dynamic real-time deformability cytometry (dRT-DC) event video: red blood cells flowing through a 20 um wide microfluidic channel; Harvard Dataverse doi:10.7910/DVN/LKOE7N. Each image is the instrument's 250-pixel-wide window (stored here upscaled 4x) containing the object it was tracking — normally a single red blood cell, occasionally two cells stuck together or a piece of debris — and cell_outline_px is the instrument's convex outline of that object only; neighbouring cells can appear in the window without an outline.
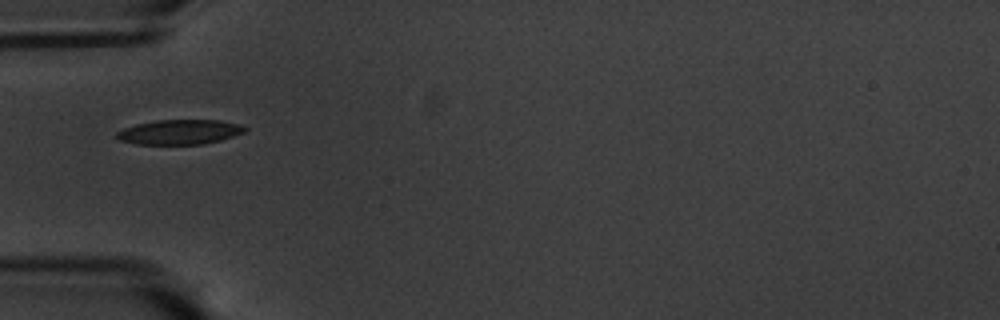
{"species": "common noctule bat (a hibernating species)", "species_latin": "Nyctalus noctula", "temperature_condition": "warm", "stored_images_in_passage": 40, "camera_frame_rate_fps": 3000, "um_per_image_px": 0.085, "animal": {"sex": "male", "body_mass_g": 20.1, "forearm_length_mm": 53.5}, "frame": {"image": 1, "passage_image": 1, "time_ms": 0.0, "image_size_px": [1000, 320], "cell_outline_px": [[248, 128], [244, 132], [220, 140], [204, 144], [136, 144], [120, 140], [116, 136], [116, 132], [124, 128], [136, 124], [156, 120], [220, 120], [240, 124]], "centroid_in_image_um": [15.27, 11.21], "position_along_channel_um": 69.7, "area_um2": 18.44}}
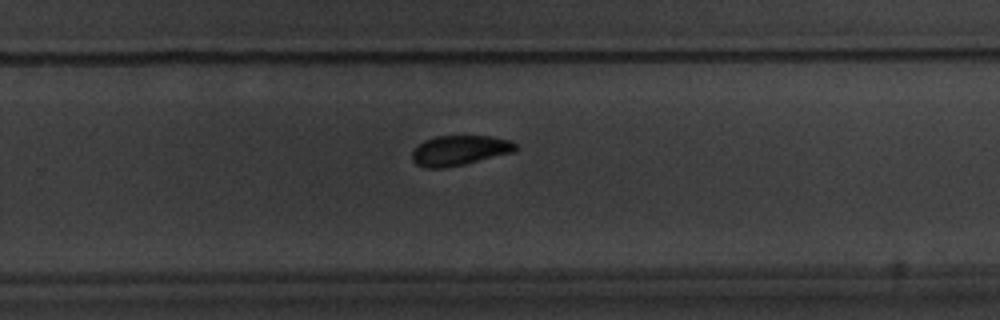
{"frame": {"image": 2, "passage_image": 20, "time_ms": 6.333, "image_size_px": [1000, 320], "cell_outline_px": [[516, 152], [464, 164], [444, 168], [424, 168], [416, 164], [412, 160], [412, 152], [424, 140], [436, 136], [492, 136], [508, 140], [516, 144]], "centroid_in_image_um": [39.06, 12.79], "position_along_channel_um": 290.7, "area_um2": 18.09}}
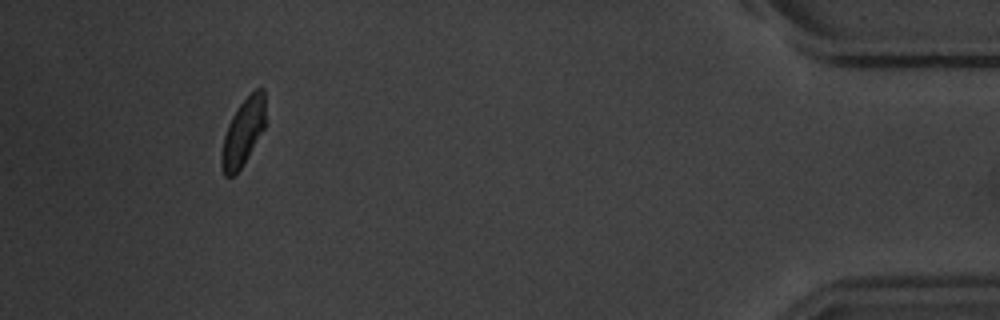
{"frame": {"image": 3, "passage_image": 36, "time_ms": 11.667, "image_size_px": [1000, 320], "cell_outline_px": [[264, 128], [248, 156], [240, 168], [232, 176], [224, 176], [220, 164], [220, 152], [224, 136], [228, 124], [232, 116], [240, 104], [256, 88], [264, 88]], "centroid_in_image_um": [20.63, 11.26], "position_along_channel_um": 414.6, "area_um2": 16.88}, "authors_computed_cell_mechanics": {"area_um2": 18.5249, "velocity_mm_per_s": 3.4807, "shape_relaxation_time_tau1_ms": 2.4016, "shape_relaxation_time_tau2_ms": 7.4337, "deformation_change_tau1": 0.1144, "deformation_change_tau2": 0.0971}}